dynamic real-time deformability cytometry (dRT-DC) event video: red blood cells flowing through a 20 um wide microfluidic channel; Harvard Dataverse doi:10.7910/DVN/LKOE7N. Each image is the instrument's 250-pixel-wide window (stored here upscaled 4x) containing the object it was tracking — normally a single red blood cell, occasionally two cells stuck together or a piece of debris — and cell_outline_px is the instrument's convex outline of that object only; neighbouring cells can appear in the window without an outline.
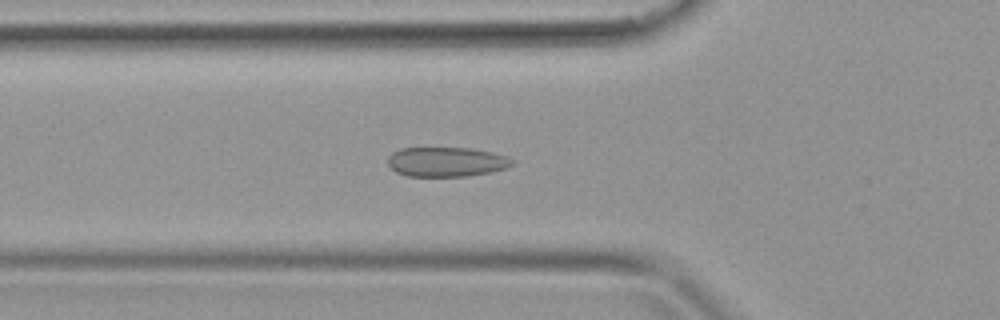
{"species": "common noctule bat (a hibernating species)", "species_latin": "Nyctalus noctula", "temperature_condition": "warm", "stored_images_in_passage": 40, "camera_frame_rate_fps": 3000, "um_per_image_px": 0.085, "animal": {"sex": "female", "body_mass_g": 19.9}, "frame": {"image": 1, "passage_image": 14, "time_ms": 4.333, "image_size_px": [1000, 320], "cell_outline_px": [[512, 164], [508, 168], [468, 176], [408, 176], [396, 172], [388, 164], [388, 156], [392, 152], [400, 148], [468, 148], [492, 152], [508, 156], [512, 160]], "centroid_in_image_um": [37.93, 13.75], "position_along_channel_um": 87.9, "area_um2": 21.39}}
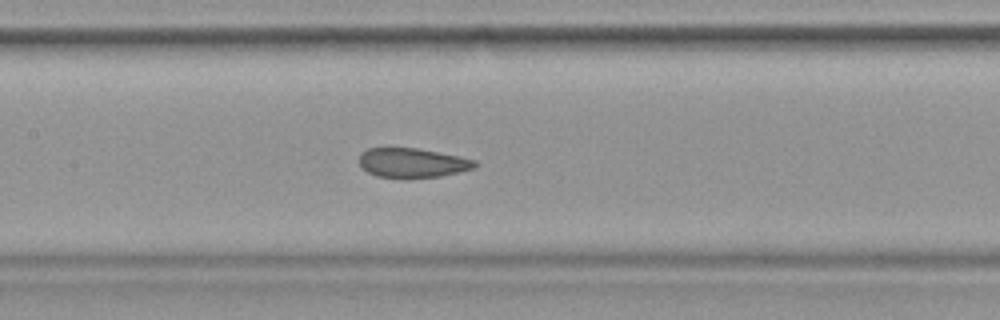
{"frame": {"image": 2, "passage_image": 19, "time_ms": 6.0, "image_size_px": [1000, 320], "cell_outline_px": [[476, 164], [472, 168], [460, 172], [440, 176], [376, 176], [368, 172], [360, 164], [360, 152], [368, 148], [388, 144], [420, 148], [460, 156], [476, 160]], "centroid_in_image_um": [35.0, 13.75], "position_along_channel_um": 172.4, "area_um2": 20.11}}
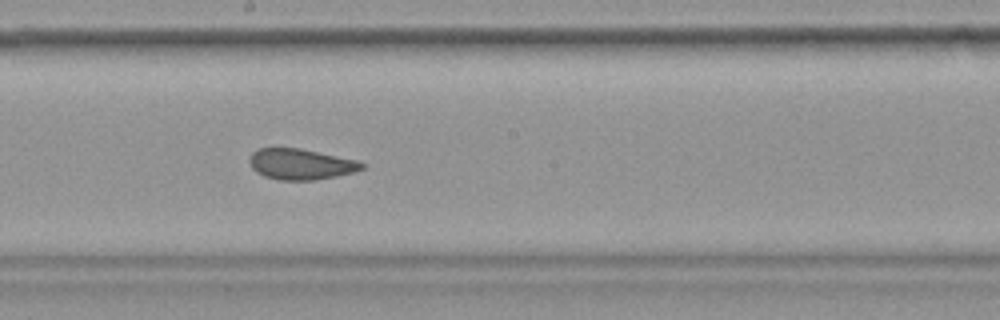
{"frame": {"image": 3, "passage_image": 22, "time_ms": 7.0, "image_size_px": [1000, 320], "cell_outline_px": [[364, 168], [352, 172], [336, 176], [312, 180], [280, 180], [264, 176], [256, 172], [252, 168], [248, 160], [252, 152], [260, 148], [300, 148], [360, 160], [364, 164]], "centroid_in_image_um": [25.56, 13.94], "position_along_channel_um": 222.6, "area_um2": 20.23}}